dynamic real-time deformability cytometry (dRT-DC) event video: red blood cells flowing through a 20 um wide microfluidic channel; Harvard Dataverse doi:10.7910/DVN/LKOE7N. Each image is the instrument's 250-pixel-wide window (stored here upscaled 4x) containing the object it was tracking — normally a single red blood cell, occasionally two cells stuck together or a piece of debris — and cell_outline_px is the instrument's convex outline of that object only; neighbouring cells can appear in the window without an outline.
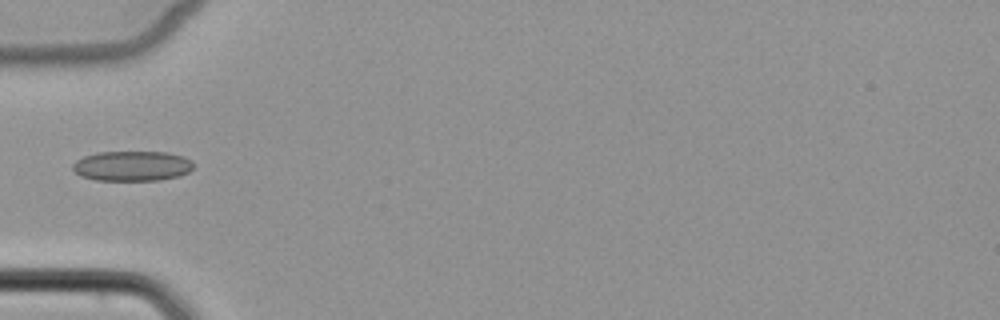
{"species": "common noctule bat (a hibernating species)", "species_latin": "Nyctalus noctula", "temperature_condition": "cold", "stored_images_in_passage": 4, "camera_frame_rate_fps": 3000, "um_per_image_px": 0.085, "animal": {"sex": "female", "body_mass_g": 22.7, "forearm_length_mm": 54.2}, "frame": {"image": 1, "passage_image": 3, "time_ms": 2.333, "image_size_px": [1000, 320], "cell_outline_px": [[192, 168], [188, 172], [180, 176], [160, 180], [96, 180], [80, 176], [72, 168], [72, 164], [76, 160], [84, 156], [96, 152], [168, 152], [184, 156], [192, 160]], "centroid_in_image_um": [11.23, 14.1], "position_along_channel_um": 73.8, "area_um2": 21.27}}
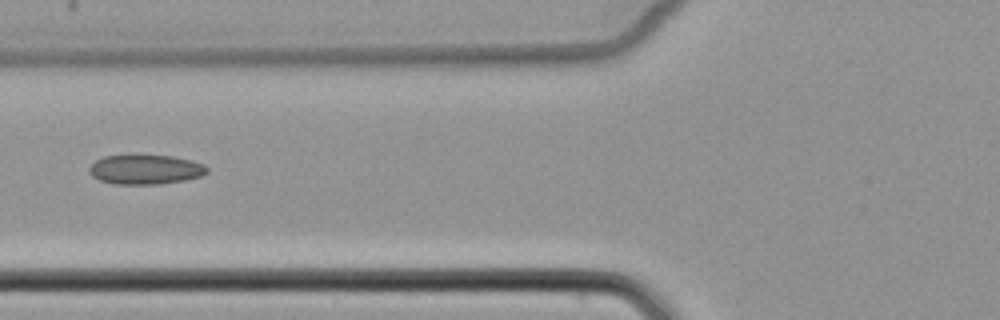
{"frame": {"image": 2, "passage_image": 4, "time_ms": 3.333, "image_size_px": [1000, 320], "cell_outline_px": [[208, 172], [200, 176], [184, 180], [160, 184], [116, 184], [100, 180], [92, 176], [88, 172], [88, 168], [96, 160], [104, 156], [172, 156], [192, 160], [204, 164], [208, 168]], "centroid_in_image_um": [12.37, 14.41], "position_along_channel_um": 113.4, "area_um2": 20.11}}